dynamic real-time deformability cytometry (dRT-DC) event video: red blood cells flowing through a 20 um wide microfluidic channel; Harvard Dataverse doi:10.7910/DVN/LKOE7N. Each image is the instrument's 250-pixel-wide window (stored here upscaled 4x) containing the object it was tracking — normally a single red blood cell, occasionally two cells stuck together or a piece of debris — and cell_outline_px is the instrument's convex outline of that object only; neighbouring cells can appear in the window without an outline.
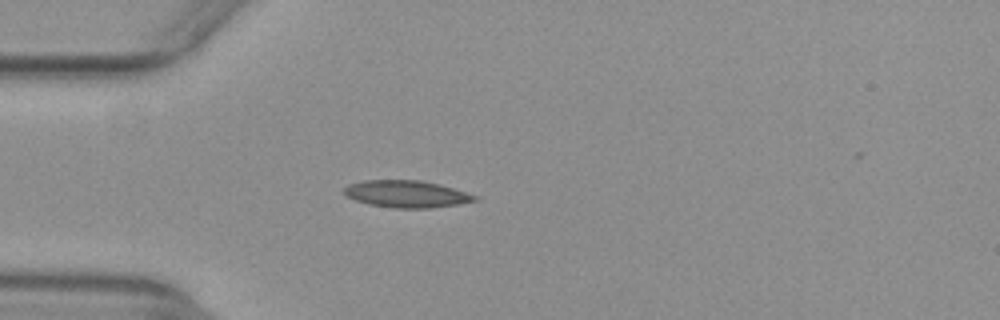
{"species": "common noctule bat (a hibernating species)", "species_latin": "Nyctalus noctula", "temperature_condition": "warm", "stored_images_in_passage": 45, "camera_frame_rate_fps": 3000, "um_per_image_px": 0.085, "animal": {"sex": "female", "body_mass_g": 29.2, "forearm_length_mm": 56.3}, "frame": {"image": 1, "passage_image": 6, "time_ms": 1.667, "image_size_px": [1000, 320], "cell_outline_px": [[480, 196], [476, 200], [460, 204], [428, 208], [396, 208], [368, 204], [356, 200], [348, 196], [344, 192], [344, 188], [348, 184], [364, 180], [420, 180], [440, 184]], "centroid_in_image_um": [34.59, 16.48], "position_along_channel_um": 50.4, "area_um2": 20.58}}
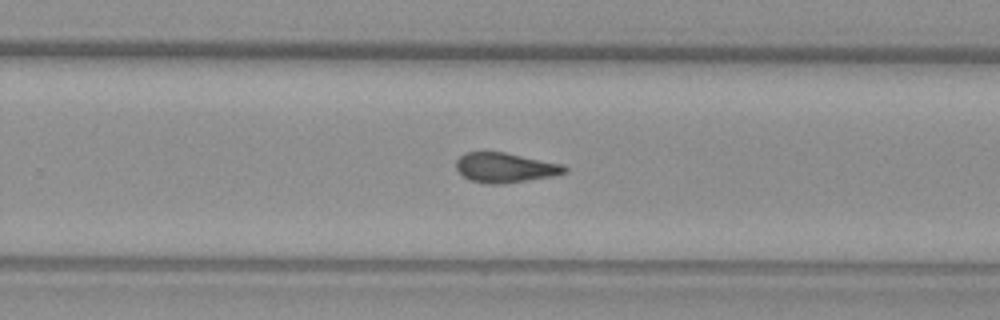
{"frame": {"image": 2, "passage_image": 25, "time_ms": 8.0, "image_size_px": [1000, 320], "cell_outline_px": [[568, 172], [556, 176], [504, 184], [484, 184], [468, 180], [456, 168], [456, 160], [464, 152], [504, 152], [564, 164], [568, 168]], "centroid_in_image_um": [42.97, 14.26], "position_along_channel_um": 286.8, "area_um2": 19.19}}
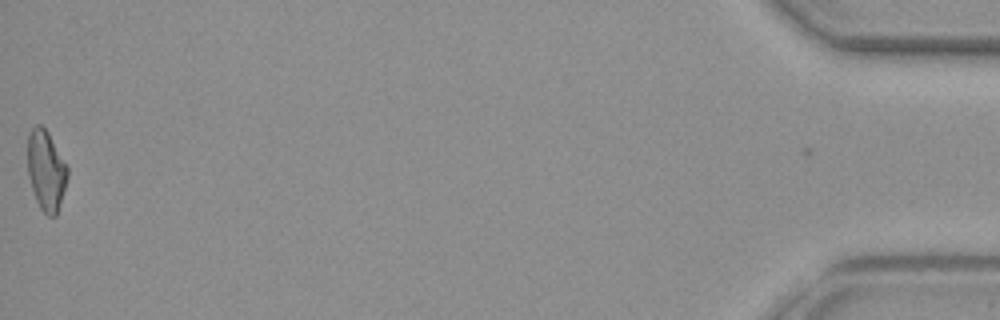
{"frame": {"image": 3, "passage_image": 44, "time_ms": 14.333, "image_size_px": [1000, 320], "cell_outline_px": [[68, 176], [56, 216], [48, 216], [40, 208], [36, 200], [32, 188], [28, 172], [28, 136], [32, 128], [36, 124], [40, 124], [48, 132], [68, 168]], "centroid_in_image_um": [3.91, 14.48], "position_along_channel_um": 431.3, "area_um2": 18.32}, "authors_computed_cell_mechanics": {"area_um2": 18.9584, "velocity_mm_per_s": 3.9281, "shape_relaxation_time_tau1_ms": null, "shape_relaxation_time_tau2_ms": 2.8349, "deformation_change_tau1": null, "deformation_change_tau2": 0.1077}}